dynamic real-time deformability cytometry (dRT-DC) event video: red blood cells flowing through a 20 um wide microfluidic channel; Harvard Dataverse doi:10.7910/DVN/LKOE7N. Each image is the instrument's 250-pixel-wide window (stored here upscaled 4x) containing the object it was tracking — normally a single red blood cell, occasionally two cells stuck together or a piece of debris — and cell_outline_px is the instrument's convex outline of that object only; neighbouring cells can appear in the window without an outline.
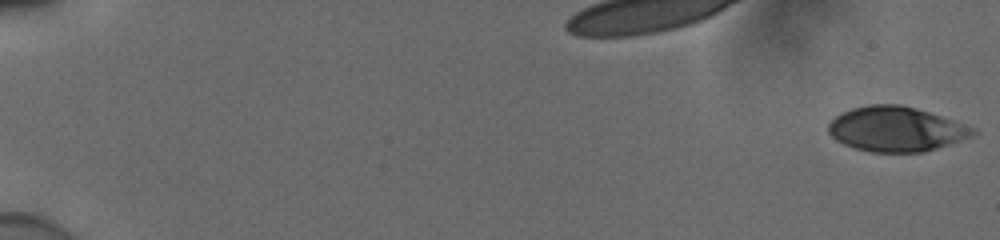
{"species": "human", "species_latin": "Homo sapiens", "temperature_condition": "cold", "stored_images_in_passage": 12, "camera_frame_rate_fps": 3000, "um_per_image_px": 0.085, "donor": {"sex": "male"}, "frame": {"image": 1, "passage_image": 1, "time_ms": 0.0, "image_size_px": [1000, 240], "cell_outline_px": [[976, 132], [972, 136], [924, 152], [872, 152], [856, 148], [844, 144], [836, 140], [828, 132], [828, 124], [840, 112], [852, 108], [868, 104], [900, 104], [916, 108], [976, 128]], "centroid_in_image_um": [76.13, 10.96], "position_along_channel_um": 8.9, "area_um2": 37.51}}